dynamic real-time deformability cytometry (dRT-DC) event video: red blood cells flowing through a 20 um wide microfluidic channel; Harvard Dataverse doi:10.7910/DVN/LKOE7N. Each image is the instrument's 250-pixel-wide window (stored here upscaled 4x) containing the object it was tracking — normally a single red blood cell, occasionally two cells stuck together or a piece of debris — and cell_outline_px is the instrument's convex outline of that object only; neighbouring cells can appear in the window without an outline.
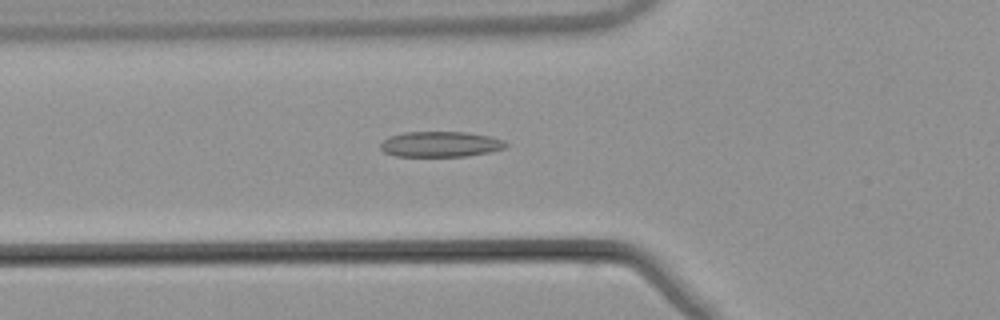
{"species": "common noctule bat (a hibernating species)", "species_latin": "Nyctalus noctula", "temperature_condition": "warm", "stored_images_in_passage": 53, "camera_frame_rate_fps": 3000, "um_per_image_px": 0.085, "animal": {"sex": "male", "body_mass_g": 21.5, "forearm_length_mm": 52.0}, "frame": {"image": 1, "passage_image": 19, "time_ms": 6.0, "image_size_px": [1000, 320], "cell_outline_px": [[508, 144], [504, 148], [488, 152], [468, 156], [396, 156], [384, 152], [380, 148], [380, 144], [388, 136], [404, 132], [468, 132], [492, 136], [504, 140]], "centroid_in_image_um": [37.44, 12.25], "position_along_channel_um": 88.4, "area_um2": 18.73}}
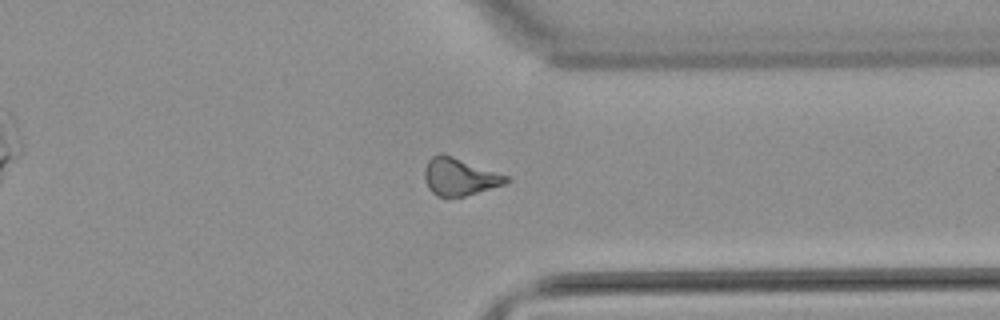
{"frame": {"image": 2, "passage_image": 41, "time_ms": 13.333, "image_size_px": [1000, 320], "cell_outline_px": [[508, 180], [504, 184], [464, 196], [436, 196], [428, 188], [424, 176], [424, 168], [428, 160], [432, 156], [440, 152], [444, 152], [508, 176]], "centroid_in_image_um": [39.01, 14.99], "position_along_channel_um": 372.4, "area_um2": 17.74}}
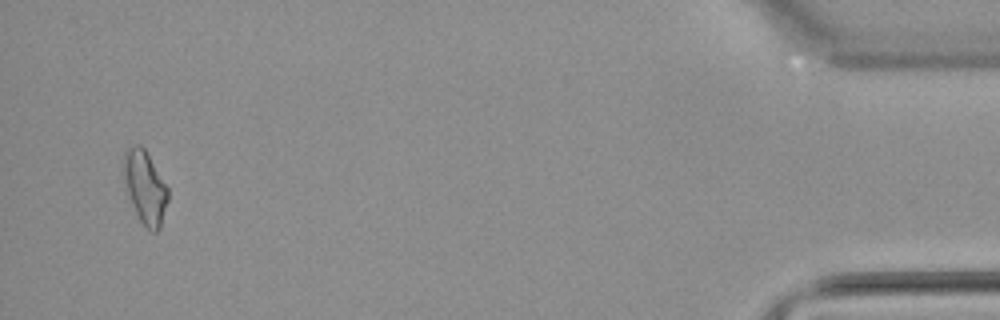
{"frame": {"image": 3, "passage_image": 51, "time_ms": 16.667, "image_size_px": [1000, 320], "cell_outline_px": [[168, 200], [160, 228], [156, 232], [148, 232], [140, 220], [132, 204], [128, 192], [124, 176], [124, 152], [128, 148], [136, 144], [140, 144], [144, 148], [168, 188]], "centroid_in_image_um": [12.35, 15.95], "position_along_channel_um": 422.9, "area_um2": 18.5}, "authors_computed_cell_mechanics": {"area_um2": 17.8602, "velocity_mm_per_s": 3.8831, "shape_relaxation_time_tau1_ms": null, "shape_relaxation_time_tau2_ms": 3.8564, "deformation_change_tau1": null, "deformation_change_tau2": 0.1279}}